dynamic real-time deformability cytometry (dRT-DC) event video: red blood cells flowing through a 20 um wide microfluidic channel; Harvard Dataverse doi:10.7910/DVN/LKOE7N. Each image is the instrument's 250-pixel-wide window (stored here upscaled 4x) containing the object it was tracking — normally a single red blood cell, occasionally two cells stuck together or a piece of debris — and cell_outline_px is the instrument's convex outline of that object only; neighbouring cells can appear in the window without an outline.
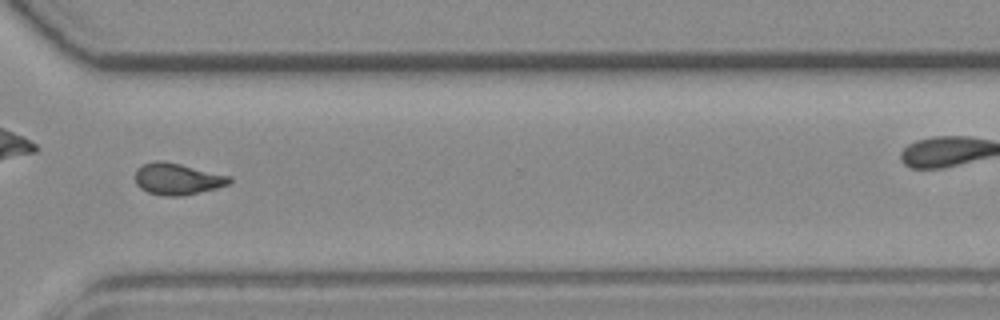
{"species": "common noctule bat (a hibernating species)", "species_latin": "Nyctalus noctula", "temperature_condition": "room temperature", "stored_images_in_passage": 52, "camera_frame_rate_fps": 3000, "um_per_image_px": 0.085, "animal": {"sex": "female", "body_mass_g": 19.3, "forearm_length_mm": 54.1}, "frame": {"image": 1, "passage_image": 37, "time_ms": 12.0, "image_size_px": [1000, 320], "cell_outline_px": [[232, 180], [228, 184], [216, 188], [184, 196], [164, 196], [148, 192], [140, 188], [136, 184], [136, 168], [144, 164], [156, 160], [160, 160], [180, 164], [232, 176]], "centroid_in_image_um": [15.08, 15.21], "position_along_channel_um": 355.5, "area_um2": 17.34}}
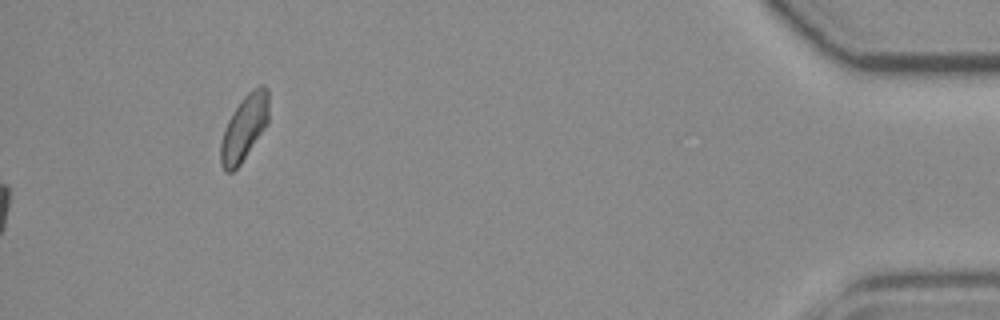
{"frame": {"image": 2, "passage_image": 52, "time_ms": 17.0, "image_size_px": [1000, 320], "cell_outline_px": [[268, 124], [240, 164], [232, 172], [224, 172], [220, 164], [220, 144], [228, 120], [232, 112], [244, 96], [252, 88], [260, 84], [264, 84], [268, 88]], "centroid_in_image_um": [20.77, 10.85], "position_along_channel_um": 414.4, "area_um2": 18.44}, "authors_computed_cell_mechanics": {"area_um2": 17.1666, "velocity_mm_per_s": 3.9569, "shape_relaxation_time_tau1_ms": null, "shape_relaxation_time_tau2_ms": 1.9344, "deformation_change_tau1": null, "deformation_change_tau2": 0.0823}}